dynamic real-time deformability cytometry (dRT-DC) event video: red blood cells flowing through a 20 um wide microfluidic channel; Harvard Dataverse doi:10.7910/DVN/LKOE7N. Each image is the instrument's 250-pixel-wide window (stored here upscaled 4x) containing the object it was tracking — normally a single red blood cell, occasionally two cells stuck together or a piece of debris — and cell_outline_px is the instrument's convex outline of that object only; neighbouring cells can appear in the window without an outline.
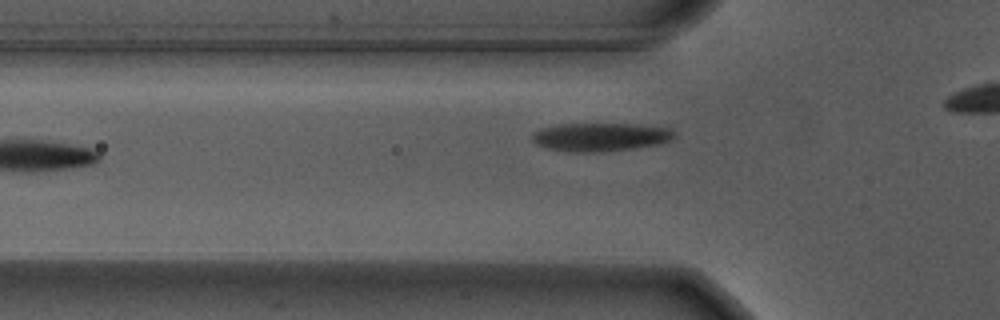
{"species": "Egyptian fruit bat (a non-hibernating species)", "species_latin": "Rousettus aegyptiacus", "temperature_condition": "warm", "stored_images_in_passage": 17, "camera_frame_rate_fps": 3000, "um_per_image_px": 0.085, "animal": {"sex": "male"}, "frame": {"image": 1, "passage_image": 4, "time_ms": 1.0, "image_size_px": [1000, 320], "cell_outline_px": [[676, 136], [668, 140], [656, 144], [628, 148], [596, 152], [572, 152], [548, 148], [536, 144], [532, 140], [532, 136], [540, 128], [560, 124], [636, 124], [668, 128], [676, 132]], "centroid_in_image_um": [51.01, 11.63], "position_along_channel_um": 74.8, "area_um2": 23.06}}
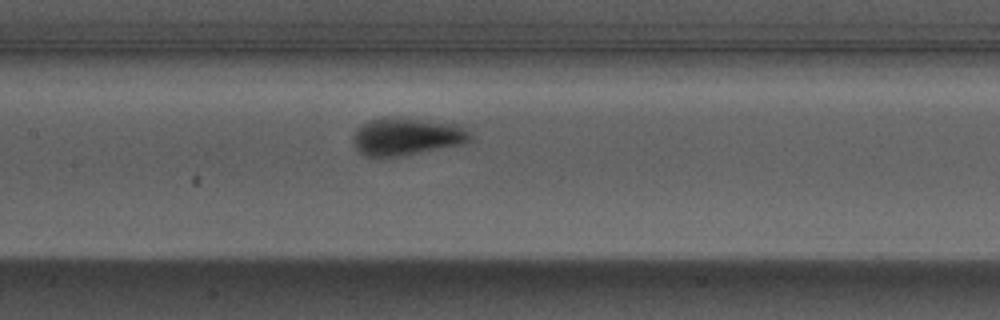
{"frame": {"image": 2, "passage_image": 12, "time_ms": 3.667, "image_size_px": [1000, 320], "cell_outline_px": [[472, 140], [464, 144], [396, 156], [364, 156], [352, 144], [352, 132], [356, 128], [368, 120], [380, 116], [396, 116], [464, 124], [468, 128], [472, 136]], "centroid_in_image_um": [34.58, 11.55], "position_along_channel_um": 172.8, "area_um2": 26.41}}
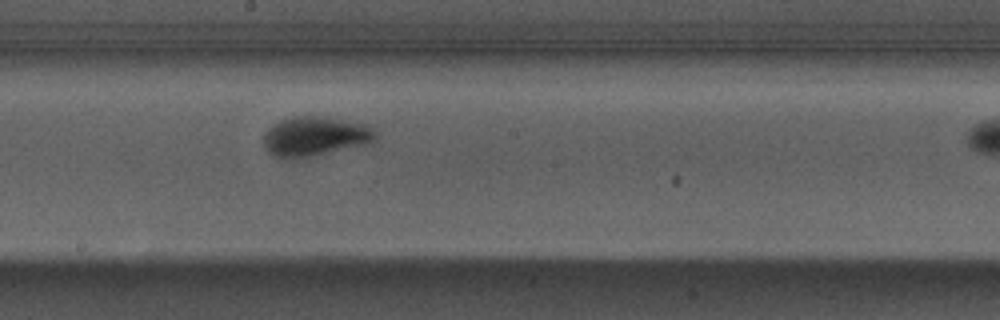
{"frame": {"image": 3, "passage_image": 16, "time_ms": 5.0, "image_size_px": [1000, 320], "cell_outline_px": [[376, 136], [372, 140], [364, 144], [308, 156], [276, 156], [268, 152], [264, 148], [264, 136], [268, 128], [272, 124], [280, 120], [292, 116], [328, 116], [368, 124], [376, 132]], "centroid_in_image_um": [26.77, 11.52], "position_along_channel_um": 221.4, "area_um2": 25.2}}